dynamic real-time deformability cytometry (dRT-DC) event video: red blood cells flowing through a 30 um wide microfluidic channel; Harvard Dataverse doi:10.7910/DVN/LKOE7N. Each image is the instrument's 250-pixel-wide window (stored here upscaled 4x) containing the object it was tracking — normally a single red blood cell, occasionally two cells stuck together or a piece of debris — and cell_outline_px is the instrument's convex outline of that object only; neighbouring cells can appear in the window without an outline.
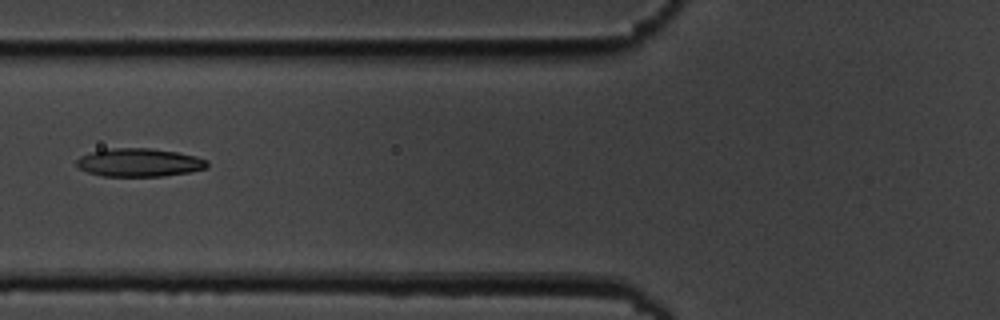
{"species": "common noctule bat (a hibernating species)", "species_latin": "Nyctalus noctula", "temperature_condition": "cold", "stored_images_in_passage": 10, "camera_frame_rate_fps": 3000, "um_per_image_px": 0.085, "animal": {"sex": "male", "body_mass_g": 19.5, "forearm_length_mm": 54.6}, "frame": {"image": 1, "passage_image": 5, "time_ms": 4.667, "image_size_px": [1000, 320], "cell_outline_px": [[208, 168], [188, 172], [164, 176], [104, 176], [88, 172], [80, 168], [76, 164], [76, 160], [80, 156], [92, 152], [112, 148], [148, 148], [176, 152], [196, 156], [208, 160]], "centroid_in_image_um": [11.86, 13.81], "position_along_channel_um": 113.9, "area_um2": 21.39}}
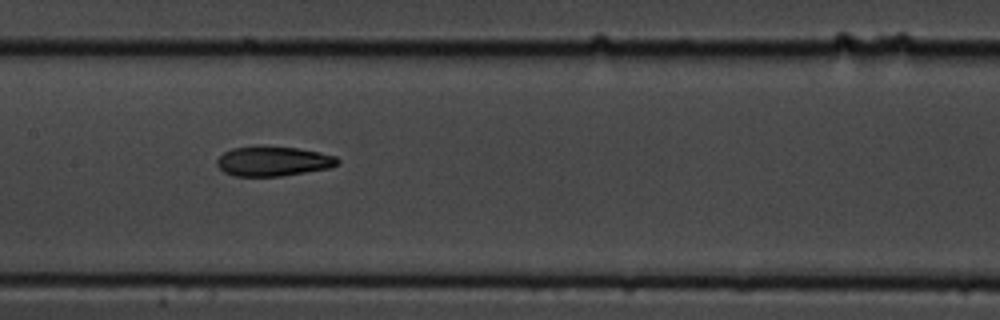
{"frame": {"image": 2, "passage_image": 7, "time_ms": 6.667, "image_size_px": [1000, 320], "cell_outline_px": [[340, 164], [328, 168], [280, 176], [236, 176], [224, 172], [216, 164], [216, 160], [224, 152], [232, 148], [256, 144], [296, 148], [320, 152], [336, 156], [340, 160]], "centroid_in_image_um": [23.2, 13.67], "position_along_channel_um": 184.2, "area_um2": 21.21}}
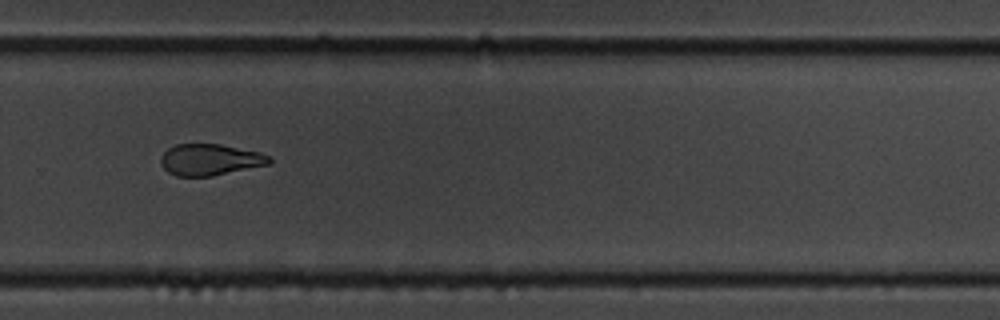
{"frame": {"image": 3, "passage_image": 10, "time_ms": 10.333, "image_size_px": [1000, 320], "cell_outline_px": [[272, 160], [268, 164], [212, 176], [176, 176], [168, 172], [160, 164], [160, 156], [168, 148], [176, 144], [220, 144], [260, 152], [268, 156]], "centroid_in_image_um": [17.81, 13.57], "position_along_channel_um": 312.0, "area_um2": 19.77}}